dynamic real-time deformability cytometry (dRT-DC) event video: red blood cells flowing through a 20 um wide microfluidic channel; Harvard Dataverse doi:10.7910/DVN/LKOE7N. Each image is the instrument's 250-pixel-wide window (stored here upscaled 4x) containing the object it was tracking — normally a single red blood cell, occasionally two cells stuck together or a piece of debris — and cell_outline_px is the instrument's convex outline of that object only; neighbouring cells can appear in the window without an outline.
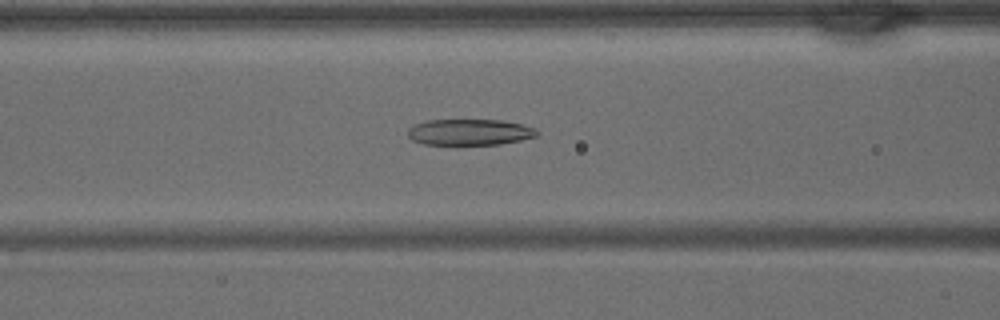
{"species": "common noctule bat (a hibernating species)", "species_latin": "Nyctalus noctula", "temperature_condition": "warm", "stored_images_in_passage": 27, "camera_frame_rate_fps": 3000, "um_per_image_px": 0.085, "animal": {"sex": "male", "body_mass_g": 15.6}, "frame": {"image": 1, "passage_image": 5, "time_ms": 1.333, "image_size_px": [1000, 320], "cell_outline_px": [[540, 132], [536, 136], [520, 140], [500, 144], [424, 144], [412, 140], [408, 136], [408, 128], [416, 124], [428, 120], [500, 120], [520, 124], [536, 128]], "centroid_in_image_um": [39.92, 11.23], "position_along_channel_um": 126.7, "area_um2": 19.48}}
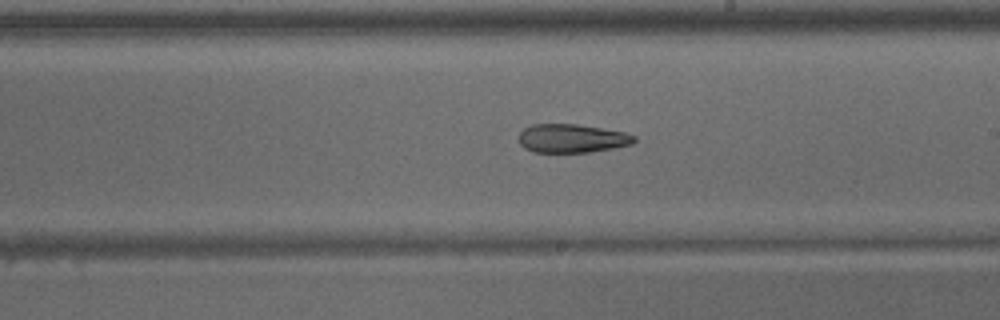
{"frame": {"image": 2, "passage_image": 12, "time_ms": 3.667, "image_size_px": [1000, 320], "cell_outline_px": [[636, 140], [632, 144], [612, 148], [588, 152], [532, 152], [524, 148], [520, 144], [520, 132], [524, 128], [532, 124], [576, 124], [624, 132], [636, 136]], "centroid_in_image_um": [48.6, 11.76], "position_along_channel_um": 240.4, "area_um2": 19.13}}
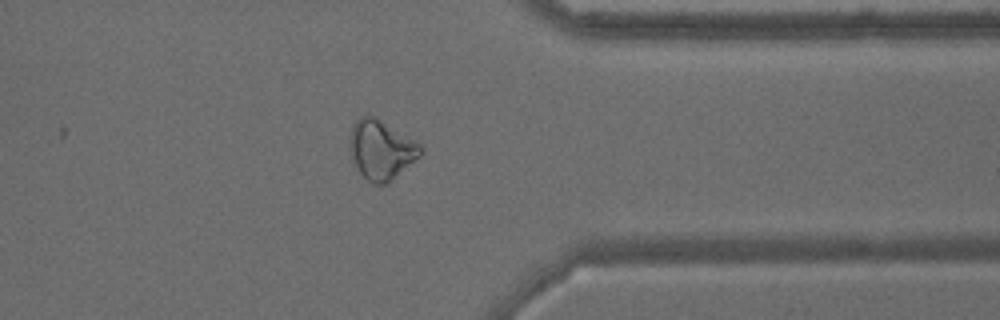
{"frame": {"image": 3, "passage_image": 21, "time_ms": 6.667, "image_size_px": [1000, 320], "cell_outline_px": [[420, 156], [384, 184], [372, 184], [360, 172], [352, 156], [352, 128], [356, 120], [360, 116], [372, 116], [416, 140], [420, 144]], "centroid_in_image_um": [32.42, 12.72], "position_along_channel_um": 379.0, "area_um2": 23.24}}